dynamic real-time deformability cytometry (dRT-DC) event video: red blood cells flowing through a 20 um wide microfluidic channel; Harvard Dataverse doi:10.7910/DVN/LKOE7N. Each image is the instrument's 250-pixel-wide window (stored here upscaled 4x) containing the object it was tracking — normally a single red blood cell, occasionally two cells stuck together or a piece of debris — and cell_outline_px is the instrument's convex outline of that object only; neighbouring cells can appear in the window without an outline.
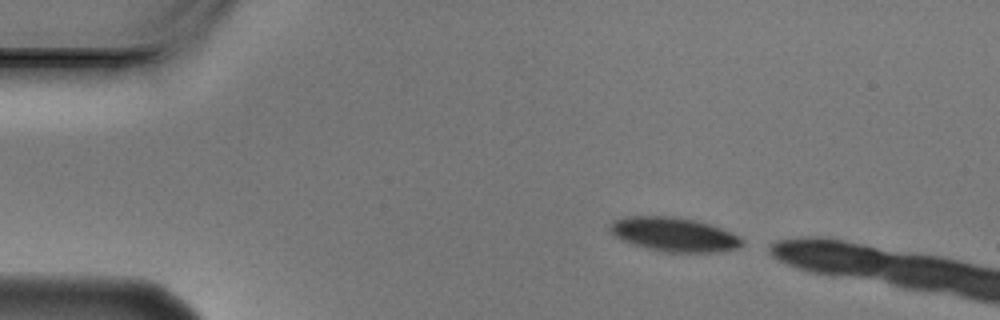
{"species": "Egyptian fruit bat (a non-hibernating species)", "species_latin": "Rousettus aegyptiacus", "temperature_condition": "cold", "stored_images_in_passage": 2, "camera_frame_rate_fps": 3000, "um_per_image_px": 0.085, "animal": {"sex": "male"}, "frame": {"image": 1, "passage_image": 1, "time_ms": 0.0, "image_size_px": [1000, 320], "cell_outline_px": [[744, 244], [736, 248], [716, 252], [660, 252], [632, 244], [620, 240], [608, 228], [608, 224], [612, 220], [624, 216], [676, 216], [696, 220], [732, 232], [740, 236], [744, 240]], "centroid_in_image_um": [57.26, 19.92], "position_along_channel_um": 27.7, "area_um2": 26.59}}